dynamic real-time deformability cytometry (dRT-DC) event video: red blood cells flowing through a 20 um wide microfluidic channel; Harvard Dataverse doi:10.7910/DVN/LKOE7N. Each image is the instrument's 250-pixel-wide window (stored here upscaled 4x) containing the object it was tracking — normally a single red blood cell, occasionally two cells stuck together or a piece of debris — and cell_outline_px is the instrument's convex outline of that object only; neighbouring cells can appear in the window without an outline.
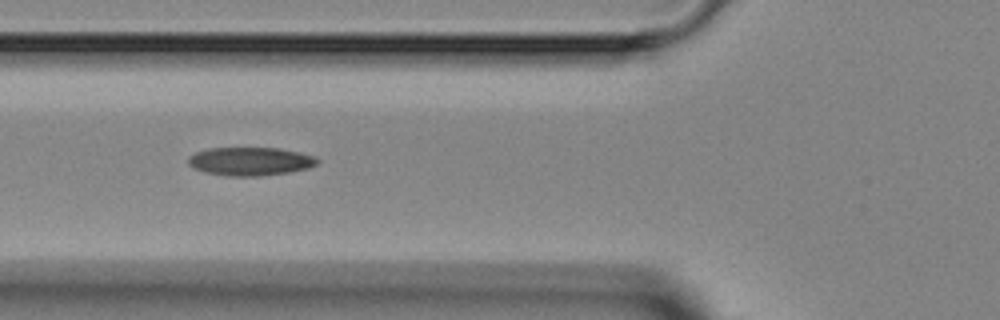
{"species": "Egyptian fruit bat (a non-hibernating species)", "species_latin": "Rousettus aegyptiacus", "temperature_condition": "room temperature", "stored_images_in_passage": 2, "camera_frame_rate_fps": 3000, "um_per_image_px": 0.085, "animal": {"sex": "female"}, "frame": {"image": 1, "passage_image": 2, "time_ms": 1.0, "image_size_px": [1000, 320], "cell_outline_px": [[320, 160], [316, 164], [308, 168], [288, 172], [260, 176], [224, 176], [204, 172], [192, 168], [188, 164], [188, 156], [196, 152], [208, 148], [276, 148], [300, 152], [312, 156]], "centroid_in_image_um": [21.22, 13.72], "position_along_channel_um": 104.6, "area_um2": 21.39}}